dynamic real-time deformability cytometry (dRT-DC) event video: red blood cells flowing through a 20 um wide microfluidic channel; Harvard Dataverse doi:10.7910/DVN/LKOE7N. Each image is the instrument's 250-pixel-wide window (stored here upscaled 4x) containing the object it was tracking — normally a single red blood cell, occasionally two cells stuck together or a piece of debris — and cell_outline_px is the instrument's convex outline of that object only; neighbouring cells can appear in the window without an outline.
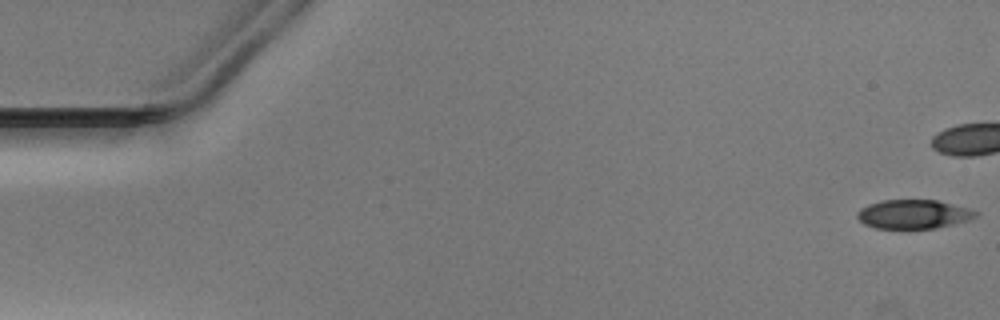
{"species": "Egyptian fruit bat (a non-hibernating species)", "species_latin": "Rousettus aegyptiacus", "temperature_condition": "warm", "stored_images_in_passage": 41, "camera_frame_rate_fps": 3000, "um_per_image_px": 0.085, "animal": {"sex": "male"}, "frame": {"image": 1, "passage_image": 1, "time_ms": 0.0, "image_size_px": [1000, 320], "cell_outline_px": [[980, 212], [976, 216], [968, 220], [936, 228], [876, 228], [864, 224], [856, 216], [856, 212], [860, 208], [868, 204], [880, 200], [936, 200], [968, 208]], "centroid_in_image_um": [77.62, 18.2], "position_along_channel_um": 7.4, "area_um2": 19.94}}
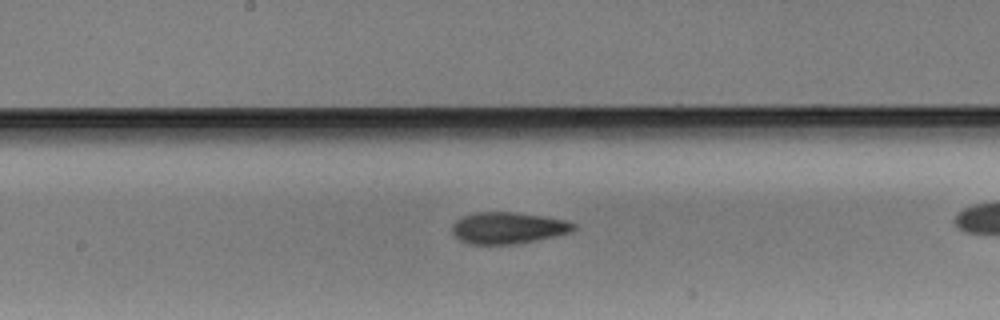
{"frame": {"image": 2, "passage_image": 27, "time_ms": 8.667, "image_size_px": [1000, 320], "cell_outline_px": [[576, 228], [572, 232], [556, 236], [516, 244], [468, 244], [460, 240], [452, 232], [452, 224], [456, 220], [464, 216], [476, 212], [516, 212], [548, 216], [568, 220], [576, 224]], "centroid_in_image_um": [43.23, 19.36], "position_along_channel_um": 205.0, "area_um2": 22.66}}
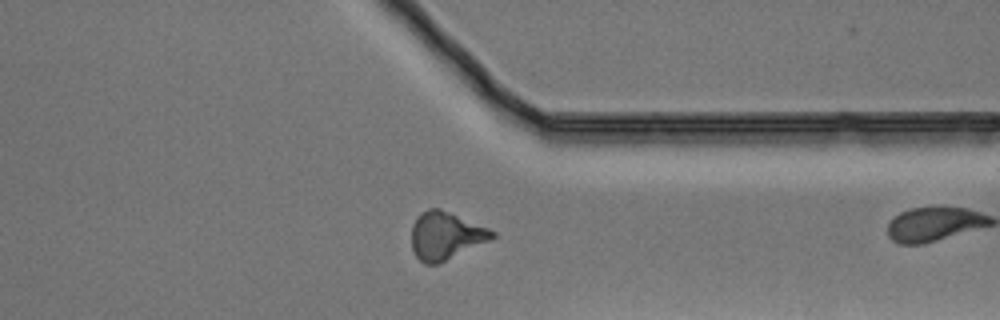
{"frame": {"image": 3, "passage_image": 40, "time_ms": 13.0, "image_size_px": [1000, 320], "cell_outline_px": [[496, 236], [440, 264], [424, 264], [416, 256], [412, 248], [412, 224], [420, 212], [428, 208], [440, 208], [488, 228], [496, 232]], "centroid_in_image_um": [37.85, 20.03], "position_along_channel_um": 373.6, "area_um2": 22.31}}